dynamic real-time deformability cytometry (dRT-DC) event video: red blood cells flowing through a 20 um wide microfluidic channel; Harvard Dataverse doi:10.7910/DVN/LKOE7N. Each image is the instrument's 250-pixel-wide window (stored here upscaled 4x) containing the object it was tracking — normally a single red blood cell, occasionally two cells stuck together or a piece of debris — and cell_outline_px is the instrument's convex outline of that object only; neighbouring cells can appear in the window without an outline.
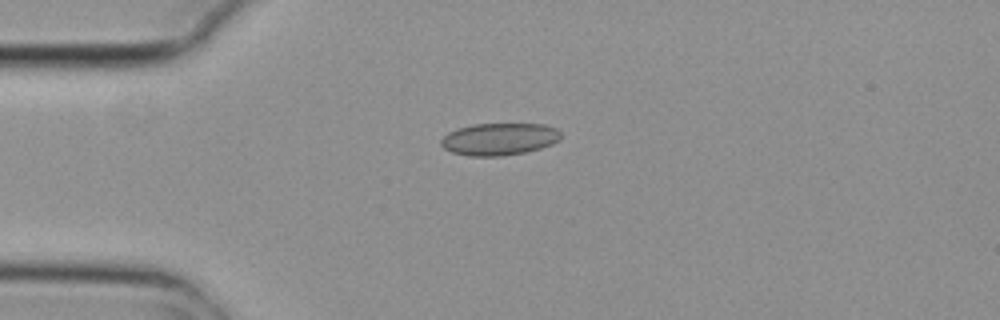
{"species": "common noctule bat (a hibernating species)", "species_latin": "Nyctalus noctula", "temperature_condition": "cold", "stored_images_in_passage": 4, "camera_frame_rate_fps": 3000, "um_per_image_px": 0.085, "animal": {"sex": "female", "body_mass_g": 29.2, "forearm_length_mm": 56.3}, "frame": {"image": 1, "passage_image": 1, "time_ms": 0.0, "image_size_px": [1000, 320], "cell_outline_px": [[560, 140], [552, 144], [540, 148], [524, 152], [500, 156], [468, 156], [452, 152], [444, 148], [440, 144], [440, 140], [448, 132], [456, 128], [472, 124], [544, 124], [556, 128], [560, 132]], "centroid_in_image_um": [42.41, 11.82], "position_along_channel_um": 42.6, "area_um2": 22.54}}
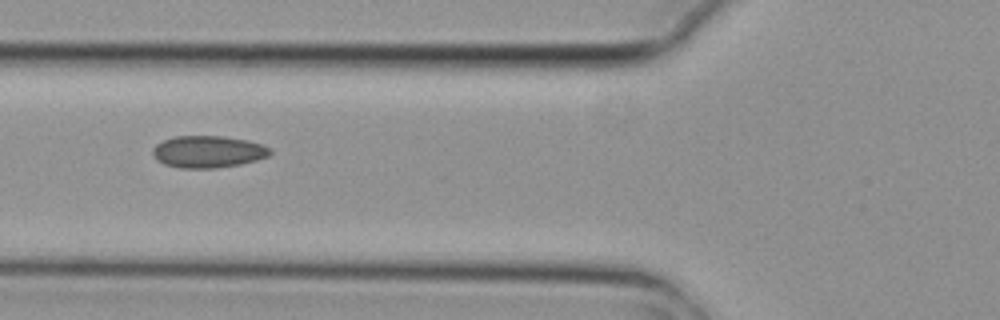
{"frame": {"image": 2, "passage_image": 3, "time_ms": 0.667, "image_size_px": [1000, 320], "cell_outline_px": [[272, 152], [268, 156], [256, 160], [240, 164], [216, 168], [180, 168], [164, 164], [156, 160], [152, 152], [152, 148], [156, 144], [164, 140], [176, 136], [220, 136], [248, 140], [272, 148]], "centroid_in_image_um": [17.67, 12.9], "position_along_channel_um": 108.1, "area_um2": 21.91}}
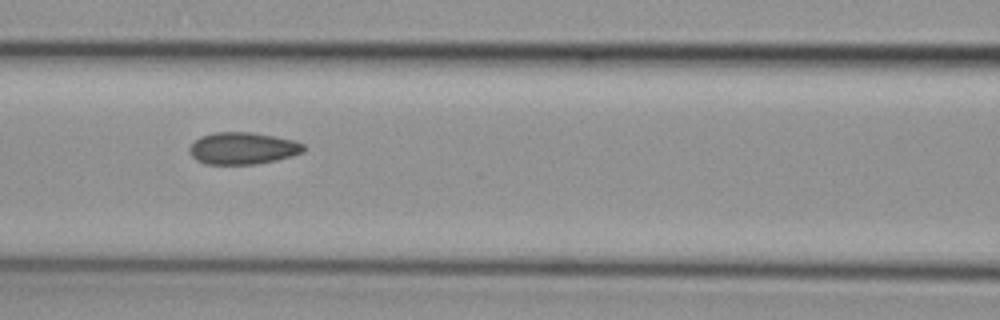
{"frame": {"image": 3, "passage_image": 4, "time_ms": 1.0, "image_size_px": [1000, 320], "cell_outline_px": [[304, 152], [292, 156], [276, 160], [256, 164], [204, 164], [196, 160], [188, 152], [188, 148], [200, 136], [216, 132], [252, 132], [296, 140], [304, 144]], "centroid_in_image_um": [20.64, 12.6], "position_along_channel_um": 146.0, "area_um2": 21.44}}